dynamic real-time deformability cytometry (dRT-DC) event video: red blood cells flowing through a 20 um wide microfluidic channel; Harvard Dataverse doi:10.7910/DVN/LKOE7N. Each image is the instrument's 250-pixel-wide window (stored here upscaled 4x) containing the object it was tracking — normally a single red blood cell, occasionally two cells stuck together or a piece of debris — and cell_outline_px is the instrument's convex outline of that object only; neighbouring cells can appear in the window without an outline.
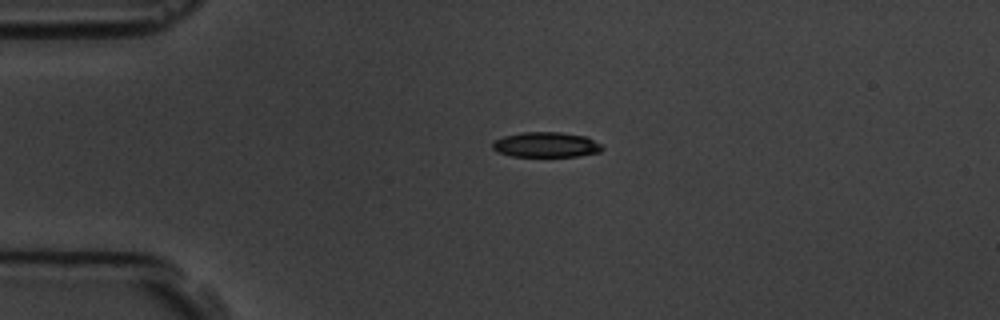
{"species": "common noctule bat (a hibernating species)", "species_latin": "Nyctalus noctula", "temperature_condition": "room temperature", "stored_images_in_passage": 45, "camera_frame_rate_fps": 3000, "um_per_image_px": 0.085, "animal": {"sex": "male", "body_mass_g": 19.5, "forearm_length_mm": 54.6}, "frame": {"image": 1, "passage_image": 1, "time_ms": 0.0, "image_size_px": [1000, 320], "cell_outline_px": [[604, 148], [600, 152], [576, 156], [512, 156], [496, 152], [492, 148], [492, 144], [496, 140], [504, 136], [520, 132], [560, 132], [584, 136], [600, 144]], "centroid_in_image_um": [46.38, 12.3], "position_along_channel_um": 38.6, "area_um2": 15.95}}
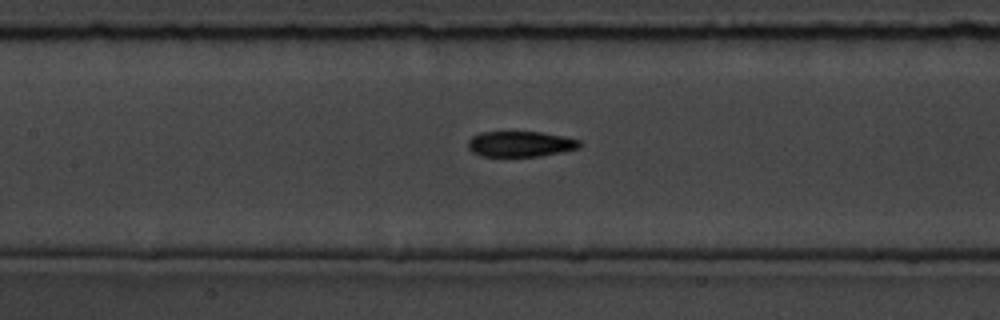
{"frame": {"image": 2, "passage_image": 14, "time_ms": 4.333, "image_size_px": [1000, 320], "cell_outline_px": [[580, 148], [540, 156], [480, 156], [472, 152], [468, 148], [468, 140], [472, 136], [480, 132], [540, 132], [580, 140]], "centroid_in_image_um": [44.19, 12.24], "position_along_channel_um": 163.2, "area_um2": 16.53}}
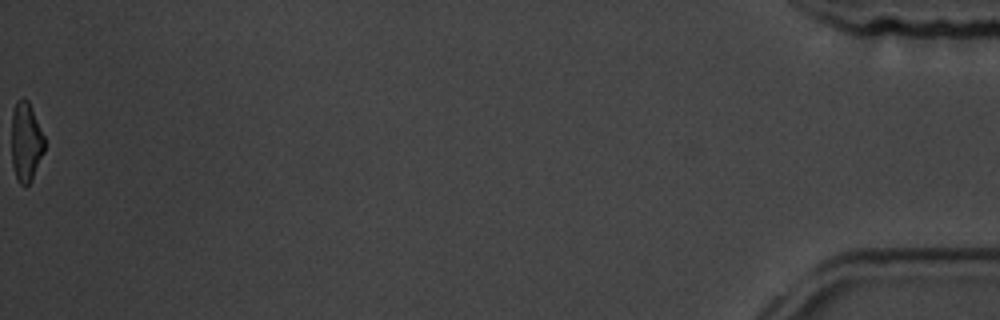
{"frame": {"image": 3, "passage_image": 45, "time_ms": 14.667, "image_size_px": [1000, 320], "cell_outline_px": [[44, 152], [32, 180], [28, 184], [20, 184], [16, 180], [12, 164], [12, 112], [16, 100], [20, 96], [24, 96], [28, 100], [32, 108], [44, 136]], "centroid_in_image_um": [2.2, 12.02], "position_along_channel_um": 433.0, "area_um2": 15.43}, "authors_computed_cell_mechanics": {"area_um2": 16.9354, "velocity_mm_per_s": 3.6134, "shape_relaxation_time_tau1_ms": 3.4631, "shape_relaxation_time_tau2_ms": 3.2894, "deformation_change_tau1": 0.1427, "deformation_change_tau2": 0.0897}}